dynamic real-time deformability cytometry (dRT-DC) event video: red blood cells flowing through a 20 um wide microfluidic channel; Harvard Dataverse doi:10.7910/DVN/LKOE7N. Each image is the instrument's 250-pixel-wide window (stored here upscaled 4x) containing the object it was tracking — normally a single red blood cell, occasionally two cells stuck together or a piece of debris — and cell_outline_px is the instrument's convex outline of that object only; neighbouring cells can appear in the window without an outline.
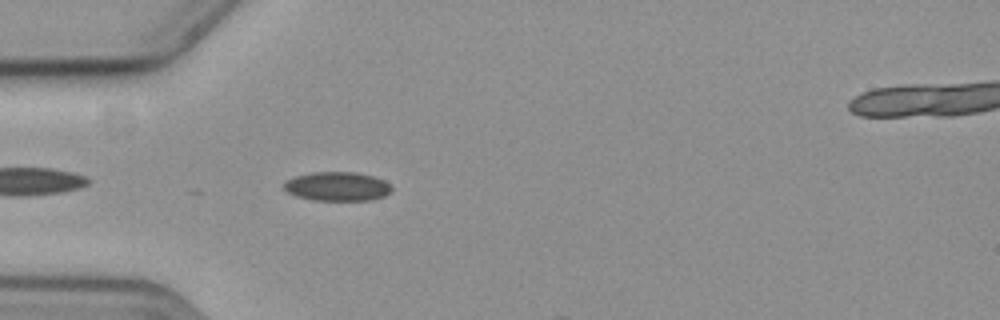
{"species": "common noctule bat (a hibernating species)", "species_latin": "Nyctalus noctula", "temperature_condition": "cold", "stored_images_in_passage": 7, "camera_frame_rate_fps": 3000, "um_per_image_px": 0.085, "animal": {"sex": "female", "body_mass_g": 19.3, "forearm_length_mm": 54.1}, "frame": {"image": 1, "passage_image": 4, "time_ms": 1.0, "image_size_px": [1000, 320], "cell_outline_px": [[392, 192], [384, 196], [372, 200], [312, 200], [296, 196], [288, 192], [284, 188], [284, 180], [296, 176], [312, 172], [356, 172], [372, 176], [384, 180], [392, 188]], "centroid_in_image_um": [28.66, 15.84], "position_along_channel_um": 56.3, "area_um2": 18.26}}